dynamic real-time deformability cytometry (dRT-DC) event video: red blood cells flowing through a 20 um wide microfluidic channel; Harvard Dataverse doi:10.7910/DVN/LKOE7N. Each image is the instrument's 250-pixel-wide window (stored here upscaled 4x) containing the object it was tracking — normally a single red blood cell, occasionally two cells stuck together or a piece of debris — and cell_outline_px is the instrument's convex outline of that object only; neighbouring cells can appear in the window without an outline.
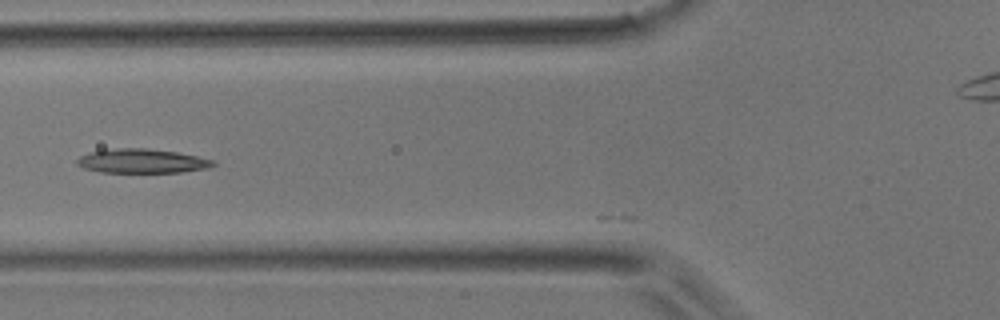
{"species": "common noctule bat (a hibernating species)", "species_latin": "Nyctalus noctula", "temperature_condition": "room temperature", "stored_images_in_passage": 4, "camera_frame_rate_fps": 3000, "um_per_image_px": 0.085, "animal": {"sex": "male", "body_mass_g": 17.9}, "frame": {"image": 1, "passage_image": 2, "time_ms": 0.333, "image_size_px": [1000, 320], "cell_outline_px": [[216, 164], [208, 168], [180, 172], [100, 172], [84, 168], [76, 164], [76, 160], [80, 156], [92, 152], [116, 148], [148, 148], [176, 152], [216, 160]], "centroid_in_image_um": [12.09, 13.69], "position_along_channel_um": 113.7, "area_um2": 19.07}}